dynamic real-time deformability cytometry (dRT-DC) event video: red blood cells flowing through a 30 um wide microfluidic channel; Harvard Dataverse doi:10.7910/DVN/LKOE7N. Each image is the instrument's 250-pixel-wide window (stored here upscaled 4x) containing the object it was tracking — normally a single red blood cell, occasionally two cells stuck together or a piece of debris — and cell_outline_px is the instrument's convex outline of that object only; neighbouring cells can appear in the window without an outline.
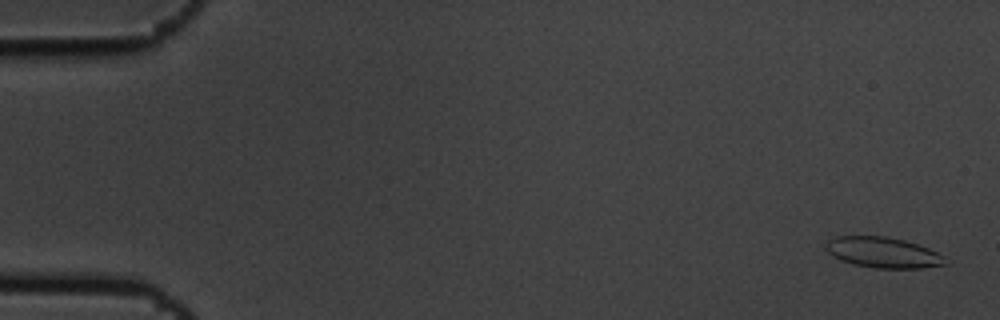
{"species": "common noctule bat (a hibernating species)", "species_latin": "Nyctalus noctula", "temperature_condition": "cold", "stored_images_in_passage": 4, "camera_frame_rate_fps": 3000, "um_per_image_px": 0.085, "animal": {"sex": "male", "body_mass_g": 19.5, "forearm_length_mm": 54.6}, "frame": {"image": 1, "passage_image": 1, "time_ms": 0.0, "image_size_px": [1000, 320], "cell_outline_px": [[948, 264], [920, 268], [876, 268], [852, 264], [840, 260], [832, 256], [824, 248], [824, 244], [828, 240], [836, 236], [888, 236], [904, 240], [928, 248], [944, 256]], "centroid_in_image_um": [75.02, 21.46], "position_along_channel_um": 10.0, "area_um2": 21.44}}